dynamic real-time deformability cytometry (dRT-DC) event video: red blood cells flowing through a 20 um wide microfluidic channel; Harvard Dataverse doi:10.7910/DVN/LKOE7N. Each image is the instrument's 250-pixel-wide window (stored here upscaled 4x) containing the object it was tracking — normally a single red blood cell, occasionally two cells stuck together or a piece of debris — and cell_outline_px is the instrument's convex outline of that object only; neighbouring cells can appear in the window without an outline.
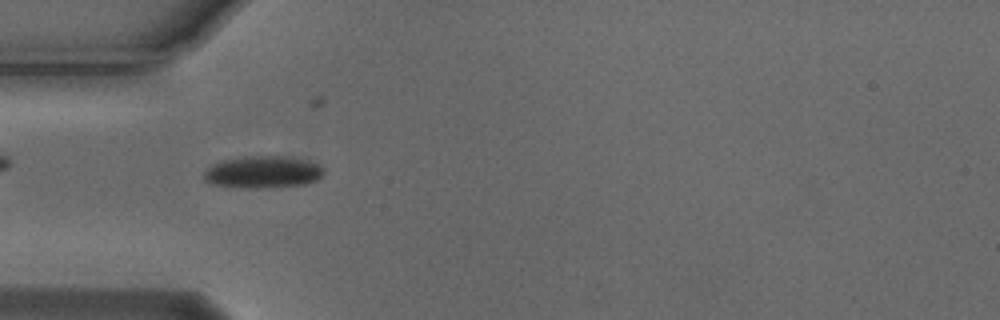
{"species": "Egyptian fruit bat (a non-hibernating species)", "species_latin": "Rousettus aegyptiacus", "temperature_condition": "cold", "stored_images_in_passage": 55, "camera_frame_rate_fps": 3000, "um_per_image_px": 0.085, "animal": {"sex": "male"}, "frame": {"image": 1, "passage_image": 16, "time_ms": 5.0, "image_size_px": [1000, 320], "cell_outline_px": [[324, 176], [316, 180], [304, 184], [280, 188], [244, 188], [212, 184], [204, 180], [204, 172], [212, 164], [220, 160], [244, 156], [280, 156], [304, 160], [320, 164], [324, 168]], "centroid_in_image_um": [22.36, 14.64], "position_along_channel_um": 62.6, "area_um2": 22.77}}
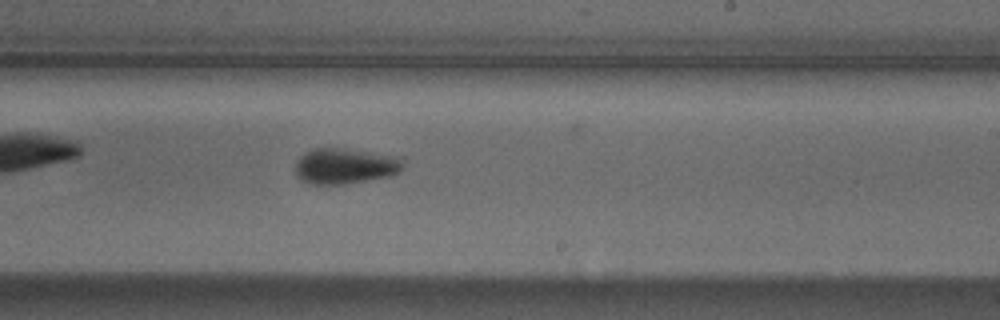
{"frame": {"image": 2, "passage_image": 32, "time_ms": 10.333, "image_size_px": [1000, 320], "cell_outline_px": [[404, 168], [400, 172], [392, 176], [344, 184], [308, 184], [296, 172], [296, 164], [300, 156], [304, 152], [312, 148], [344, 148], [396, 156], [404, 164]], "centroid_in_image_um": [29.35, 14.11], "position_along_channel_um": 259.6, "area_um2": 22.37}}
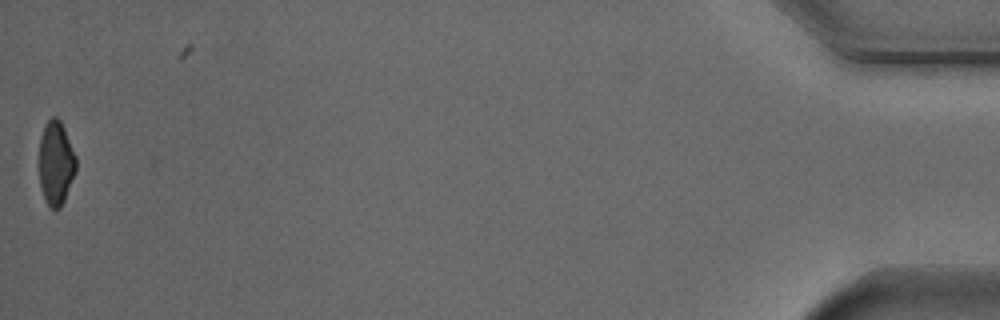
{"frame": {"image": 3, "passage_image": 54, "time_ms": 17.667, "image_size_px": [1000, 320], "cell_outline_px": [[76, 172], [64, 200], [60, 208], [56, 212], [48, 208], [40, 184], [40, 136], [48, 120], [52, 116], [56, 116], [60, 120], [64, 128], [76, 156]], "centroid_in_image_um": [4.76, 13.89], "position_along_channel_um": 430.4, "area_um2": 18.09}, "authors_computed_cell_mechanics": {"area_um2": 20.5768, "velocity_mm_per_s": 3.7252, "shape_relaxation_time_tau1_ms": 3.1493, "shape_relaxation_time_tau2_ms": null, "deformation_change_tau1": 0.1041, "deformation_change_tau2": null}}